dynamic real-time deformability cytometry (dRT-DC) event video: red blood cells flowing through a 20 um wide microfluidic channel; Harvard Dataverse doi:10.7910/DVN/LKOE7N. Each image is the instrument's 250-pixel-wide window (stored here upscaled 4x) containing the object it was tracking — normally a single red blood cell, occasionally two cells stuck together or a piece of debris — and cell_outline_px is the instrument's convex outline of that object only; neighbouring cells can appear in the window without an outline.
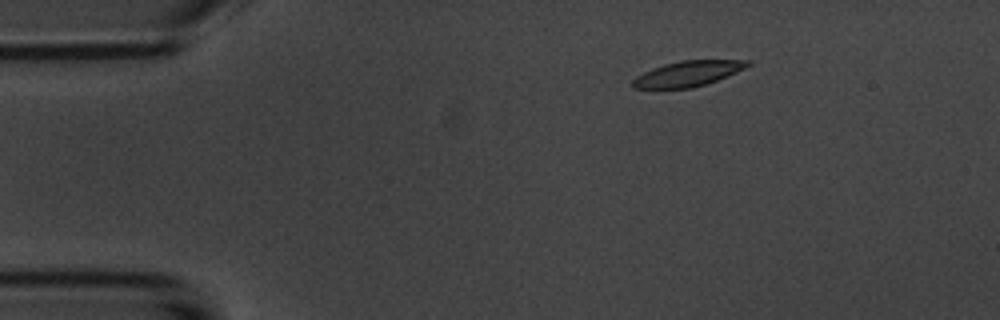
{"species": "common noctule bat (a hibernating species)", "species_latin": "Nyctalus noctula", "temperature_condition": "room temperature", "stored_images_in_passage": 3, "camera_frame_rate_fps": 3000, "um_per_image_px": 0.085, "animal": {"sex": "male", "body_mass_g": 20.1, "forearm_length_mm": 53.5}, "frame": {"image": 1, "passage_image": 1, "time_ms": 0.0, "image_size_px": [1000, 320], "cell_outline_px": [[752, 64], [736, 72], [716, 80], [692, 88], [632, 88], [632, 80], [636, 76], [652, 68], [664, 64], [680, 60], [752, 60]], "centroid_in_image_um": [58.46, 6.25], "position_along_channel_um": 26.5, "area_um2": 16.88}}